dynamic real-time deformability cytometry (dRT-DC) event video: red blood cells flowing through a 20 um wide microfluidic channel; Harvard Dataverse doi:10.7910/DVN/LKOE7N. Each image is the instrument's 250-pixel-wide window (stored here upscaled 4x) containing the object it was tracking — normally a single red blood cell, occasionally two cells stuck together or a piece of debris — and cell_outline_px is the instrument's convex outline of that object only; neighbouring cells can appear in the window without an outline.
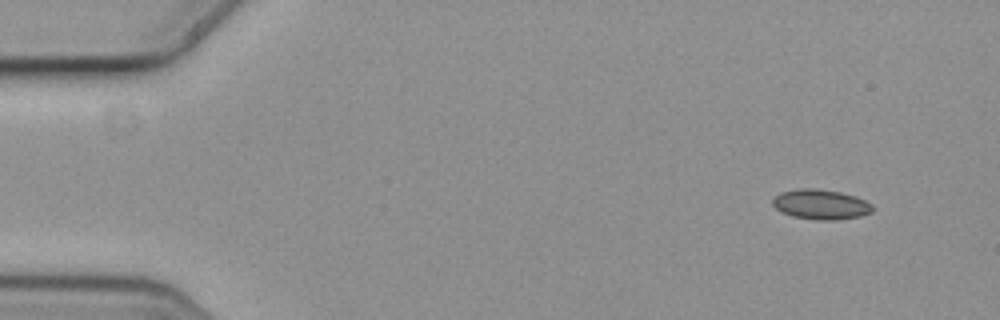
{"species": "common noctule bat (a hibernating species)", "species_latin": "Nyctalus noctula", "temperature_condition": "cold", "stored_images_in_passage": 2, "camera_frame_rate_fps": 3000, "um_per_image_px": 0.085, "animal": {"sex": "female", "body_mass_g": 19.3, "forearm_length_mm": 54.1}, "frame": {"image": 1, "passage_image": 2, "time_ms": 0.333, "image_size_px": [1000, 320], "cell_outline_px": [[872, 212], [860, 216], [836, 220], [816, 220], [792, 216], [776, 208], [772, 204], [772, 200], [780, 192], [800, 188], [812, 188], [840, 192], [856, 196], [872, 204]], "centroid_in_image_um": [69.77, 17.37], "position_along_channel_um": 15.2, "area_um2": 17.34}}